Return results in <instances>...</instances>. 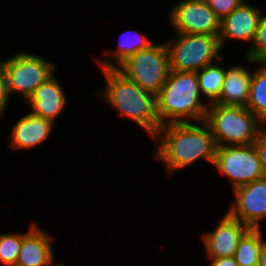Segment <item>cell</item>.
<instances>
[{
  "mask_svg": "<svg viewBox=\"0 0 266 266\" xmlns=\"http://www.w3.org/2000/svg\"><path fill=\"white\" fill-rule=\"evenodd\" d=\"M224 58L223 56L216 63L204 66L196 72L200 94L208 104L214 103L222 91L226 74Z\"/></svg>",
  "mask_w": 266,
  "mask_h": 266,
  "instance_id": "obj_18",
  "label": "cell"
},
{
  "mask_svg": "<svg viewBox=\"0 0 266 266\" xmlns=\"http://www.w3.org/2000/svg\"><path fill=\"white\" fill-rule=\"evenodd\" d=\"M254 4L246 0L220 21L218 37L224 51L231 41L233 44L236 42L245 46L248 45L247 48H250L255 38L260 18L264 13V8L256 6V3Z\"/></svg>",
  "mask_w": 266,
  "mask_h": 266,
  "instance_id": "obj_11",
  "label": "cell"
},
{
  "mask_svg": "<svg viewBox=\"0 0 266 266\" xmlns=\"http://www.w3.org/2000/svg\"><path fill=\"white\" fill-rule=\"evenodd\" d=\"M243 59L241 60L242 63L245 61L243 65L240 62L227 65L222 91L214 103L246 107L250 96L253 60L246 57Z\"/></svg>",
  "mask_w": 266,
  "mask_h": 266,
  "instance_id": "obj_15",
  "label": "cell"
},
{
  "mask_svg": "<svg viewBox=\"0 0 266 266\" xmlns=\"http://www.w3.org/2000/svg\"><path fill=\"white\" fill-rule=\"evenodd\" d=\"M212 168L228 179L231 191L266 176L253 144L217 146Z\"/></svg>",
  "mask_w": 266,
  "mask_h": 266,
  "instance_id": "obj_8",
  "label": "cell"
},
{
  "mask_svg": "<svg viewBox=\"0 0 266 266\" xmlns=\"http://www.w3.org/2000/svg\"><path fill=\"white\" fill-rule=\"evenodd\" d=\"M208 266H239L234 257L208 259Z\"/></svg>",
  "mask_w": 266,
  "mask_h": 266,
  "instance_id": "obj_26",
  "label": "cell"
},
{
  "mask_svg": "<svg viewBox=\"0 0 266 266\" xmlns=\"http://www.w3.org/2000/svg\"><path fill=\"white\" fill-rule=\"evenodd\" d=\"M246 108L266 125V64L253 61L250 96Z\"/></svg>",
  "mask_w": 266,
  "mask_h": 266,
  "instance_id": "obj_19",
  "label": "cell"
},
{
  "mask_svg": "<svg viewBox=\"0 0 266 266\" xmlns=\"http://www.w3.org/2000/svg\"><path fill=\"white\" fill-rule=\"evenodd\" d=\"M217 146L252 145L266 125L246 107L208 105L204 119Z\"/></svg>",
  "mask_w": 266,
  "mask_h": 266,
  "instance_id": "obj_4",
  "label": "cell"
},
{
  "mask_svg": "<svg viewBox=\"0 0 266 266\" xmlns=\"http://www.w3.org/2000/svg\"><path fill=\"white\" fill-rule=\"evenodd\" d=\"M266 11L260 18L255 38L250 48L246 50L245 57L256 62L266 60Z\"/></svg>",
  "mask_w": 266,
  "mask_h": 266,
  "instance_id": "obj_22",
  "label": "cell"
},
{
  "mask_svg": "<svg viewBox=\"0 0 266 266\" xmlns=\"http://www.w3.org/2000/svg\"><path fill=\"white\" fill-rule=\"evenodd\" d=\"M41 227L36 223L23 236L15 266H49L56 259L55 236Z\"/></svg>",
  "mask_w": 266,
  "mask_h": 266,
  "instance_id": "obj_16",
  "label": "cell"
},
{
  "mask_svg": "<svg viewBox=\"0 0 266 266\" xmlns=\"http://www.w3.org/2000/svg\"><path fill=\"white\" fill-rule=\"evenodd\" d=\"M117 69L143 90L157 96L170 72L169 52L165 40L138 51Z\"/></svg>",
  "mask_w": 266,
  "mask_h": 266,
  "instance_id": "obj_7",
  "label": "cell"
},
{
  "mask_svg": "<svg viewBox=\"0 0 266 266\" xmlns=\"http://www.w3.org/2000/svg\"><path fill=\"white\" fill-rule=\"evenodd\" d=\"M216 16L222 20L246 0H205Z\"/></svg>",
  "mask_w": 266,
  "mask_h": 266,
  "instance_id": "obj_23",
  "label": "cell"
},
{
  "mask_svg": "<svg viewBox=\"0 0 266 266\" xmlns=\"http://www.w3.org/2000/svg\"><path fill=\"white\" fill-rule=\"evenodd\" d=\"M26 111L17 118L7 136L9 149L18 153L45 144L56 126L52 121L42 118L29 109Z\"/></svg>",
  "mask_w": 266,
  "mask_h": 266,
  "instance_id": "obj_13",
  "label": "cell"
},
{
  "mask_svg": "<svg viewBox=\"0 0 266 266\" xmlns=\"http://www.w3.org/2000/svg\"><path fill=\"white\" fill-rule=\"evenodd\" d=\"M167 19L173 33L219 35L220 19L205 0H181L170 6Z\"/></svg>",
  "mask_w": 266,
  "mask_h": 266,
  "instance_id": "obj_9",
  "label": "cell"
},
{
  "mask_svg": "<svg viewBox=\"0 0 266 266\" xmlns=\"http://www.w3.org/2000/svg\"><path fill=\"white\" fill-rule=\"evenodd\" d=\"M166 40L170 70L197 72L223 57L219 35L173 33Z\"/></svg>",
  "mask_w": 266,
  "mask_h": 266,
  "instance_id": "obj_6",
  "label": "cell"
},
{
  "mask_svg": "<svg viewBox=\"0 0 266 266\" xmlns=\"http://www.w3.org/2000/svg\"><path fill=\"white\" fill-rule=\"evenodd\" d=\"M100 70L105 86L96 96L100 95L103 104L106 102L121 118L137 124L151 139L162 126L157 113V96L143 90L117 68Z\"/></svg>",
  "mask_w": 266,
  "mask_h": 266,
  "instance_id": "obj_2",
  "label": "cell"
},
{
  "mask_svg": "<svg viewBox=\"0 0 266 266\" xmlns=\"http://www.w3.org/2000/svg\"><path fill=\"white\" fill-rule=\"evenodd\" d=\"M151 141L155 146L151 157L163 164L167 176L199 160L214 165L217 144L204 120L162 125Z\"/></svg>",
  "mask_w": 266,
  "mask_h": 266,
  "instance_id": "obj_1",
  "label": "cell"
},
{
  "mask_svg": "<svg viewBox=\"0 0 266 266\" xmlns=\"http://www.w3.org/2000/svg\"><path fill=\"white\" fill-rule=\"evenodd\" d=\"M11 97L8 91L7 79L5 70L3 67L0 68V118L4 119L8 112V107L11 104Z\"/></svg>",
  "mask_w": 266,
  "mask_h": 266,
  "instance_id": "obj_24",
  "label": "cell"
},
{
  "mask_svg": "<svg viewBox=\"0 0 266 266\" xmlns=\"http://www.w3.org/2000/svg\"><path fill=\"white\" fill-rule=\"evenodd\" d=\"M234 199L226 210L252 229H262L266 221V176L232 191Z\"/></svg>",
  "mask_w": 266,
  "mask_h": 266,
  "instance_id": "obj_10",
  "label": "cell"
},
{
  "mask_svg": "<svg viewBox=\"0 0 266 266\" xmlns=\"http://www.w3.org/2000/svg\"><path fill=\"white\" fill-rule=\"evenodd\" d=\"M208 105L200 94L196 72L170 70L157 95L161 125L203 121Z\"/></svg>",
  "mask_w": 266,
  "mask_h": 266,
  "instance_id": "obj_3",
  "label": "cell"
},
{
  "mask_svg": "<svg viewBox=\"0 0 266 266\" xmlns=\"http://www.w3.org/2000/svg\"><path fill=\"white\" fill-rule=\"evenodd\" d=\"M13 56L3 59L10 97L20 96L25 103L35 89L56 74V62L46 56L28 50L16 51Z\"/></svg>",
  "mask_w": 266,
  "mask_h": 266,
  "instance_id": "obj_5",
  "label": "cell"
},
{
  "mask_svg": "<svg viewBox=\"0 0 266 266\" xmlns=\"http://www.w3.org/2000/svg\"><path fill=\"white\" fill-rule=\"evenodd\" d=\"M253 146L266 175V128L259 134L257 139L254 141Z\"/></svg>",
  "mask_w": 266,
  "mask_h": 266,
  "instance_id": "obj_25",
  "label": "cell"
},
{
  "mask_svg": "<svg viewBox=\"0 0 266 266\" xmlns=\"http://www.w3.org/2000/svg\"><path fill=\"white\" fill-rule=\"evenodd\" d=\"M62 260H57V258L49 265V266H68L69 264H65Z\"/></svg>",
  "mask_w": 266,
  "mask_h": 266,
  "instance_id": "obj_28",
  "label": "cell"
},
{
  "mask_svg": "<svg viewBox=\"0 0 266 266\" xmlns=\"http://www.w3.org/2000/svg\"><path fill=\"white\" fill-rule=\"evenodd\" d=\"M59 79L57 74L51 76L39 85L24 103L30 111L54 124H57L58 118L68 105V94Z\"/></svg>",
  "mask_w": 266,
  "mask_h": 266,
  "instance_id": "obj_14",
  "label": "cell"
},
{
  "mask_svg": "<svg viewBox=\"0 0 266 266\" xmlns=\"http://www.w3.org/2000/svg\"><path fill=\"white\" fill-rule=\"evenodd\" d=\"M264 237L262 229L252 228L243 235L234 254L239 266L259 265Z\"/></svg>",
  "mask_w": 266,
  "mask_h": 266,
  "instance_id": "obj_20",
  "label": "cell"
},
{
  "mask_svg": "<svg viewBox=\"0 0 266 266\" xmlns=\"http://www.w3.org/2000/svg\"><path fill=\"white\" fill-rule=\"evenodd\" d=\"M260 266H266V238L262 245V250L260 254V260H259Z\"/></svg>",
  "mask_w": 266,
  "mask_h": 266,
  "instance_id": "obj_27",
  "label": "cell"
},
{
  "mask_svg": "<svg viewBox=\"0 0 266 266\" xmlns=\"http://www.w3.org/2000/svg\"><path fill=\"white\" fill-rule=\"evenodd\" d=\"M212 229L199 234L206 259L234 257L240 239L250 228L226 211Z\"/></svg>",
  "mask_w": 266,
  "mask_h": 266,
  "instance_id": "obj_12",
  "label": "cell"
},
{
  "mask_svg": "<svg viewBox=\"0 0 266 266\" xmlns=\"http://www.w3.org/2000/svg\"><path fill=\"white\" fill-rule=\"evenodd\" d=\"M127 29L120 33L115 50L105 49L102 51L103 57L101 59L97 55L94 57L99 69L118 68L130 56L154 43L144 32L137 29Z\"/></svg>",
  "mask_w": 266,
  "mask_h": 266,
  "instance_id": "obj_17",
  "label": "cell"
},
{
  "mask_svg": "<svg viewBox=\"0 0 266 266\" xmlns=\"http://www.w3.org/2000/svg\"><path fill=\"white\" fill-rule=\"evenodd\" d=\"M35 224L36 221H31L26 232H0V264L2 266H15L22 238Z\"/></svg>",
  "mask_w": 266,
  "mask_h": 266,
  "instance_id": "obj_21",
  "label": "cell"
}]
</instances>
